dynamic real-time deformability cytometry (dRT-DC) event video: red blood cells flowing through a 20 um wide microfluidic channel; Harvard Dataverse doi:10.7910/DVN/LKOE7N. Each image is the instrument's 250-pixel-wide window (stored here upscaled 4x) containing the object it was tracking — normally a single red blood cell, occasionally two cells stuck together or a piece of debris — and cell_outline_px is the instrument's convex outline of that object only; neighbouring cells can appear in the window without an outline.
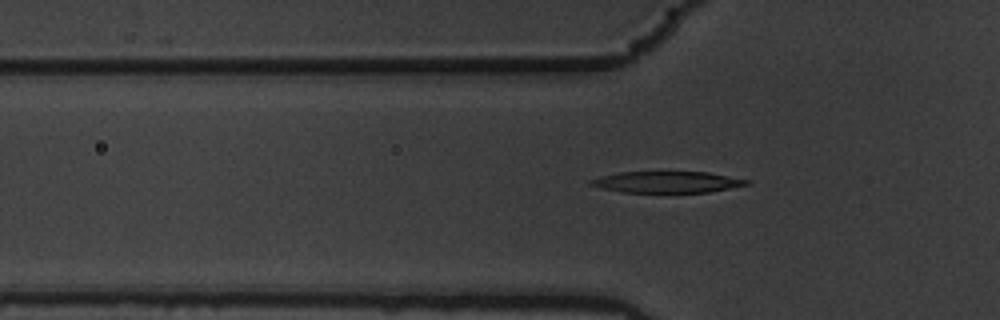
{"species": "common noctule bat (a hibernating species)", "species_latin": "Nyctalus noctula", "temperature_condition": "warm", "stored_images_in_passage": 57, "camera_frame_rate_fps": 3000, "um_per_image_px": 0.085, "animal": {"sex": "male", "body_mass_g": 19.5, "forearm_length_mm": 54.6}, "frame": {"image": 1, "passage_image": 19, "time_ms": 6.0, "image_size_px": [1000, 320], "cell_outline_px": [[752, 184], [708, 192], [624, 192], [604, 188], [588, 184], [588, 180], [600, 176], [620, 172], [660, 168], [708, 172], [752, 180]], "centroid_in_image_um": [56.73, 15.41], "position_along_channel_um": 69.1, "area_um2": 20.63}}
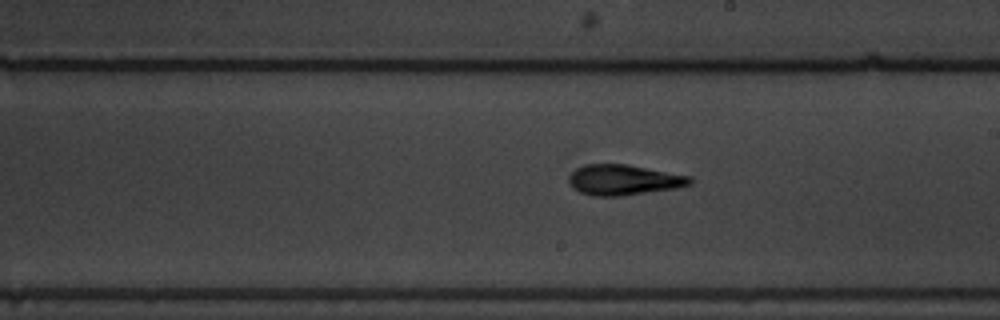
{"frame": {"image": 2, "passage_image": 33, "time_ms": 10.667, "image_size_px": [1000, 320], "cell_outline_px": [[692, 184], [676, 188], [620, 196], [592, 196], [580, 192], [572, 188], [568, 184], [568, 176], [576, 168], [584, 164], [628, 164], [692, 176]], "centroid_in_image_um": [52.99, 15.28], "position_along_channel_um": 236.0, "area_um2": 21.73}}
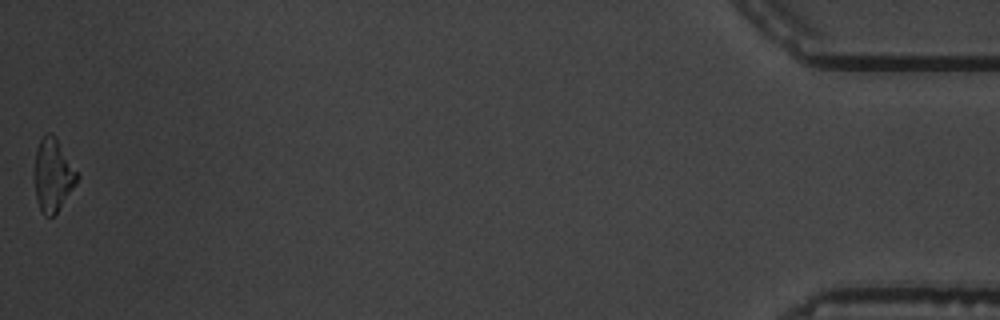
{"frame": {"image": 3, "passage_image": 57, "time_ms": 18.667, "image_size_px": [1000, 320], "cell_outline_px": [[80, 176], [76, 184], [56, 212], [52, 216], [44, 216], [40, 212], [36, 200], [32, 172], [36, 148], [44, 132], [52, 132], [56, 136]], "centroid_in_image_um": [4.45, 14.84], "position_along_channel_um": 430.7, "area_um2": 18.73}, "authors_computed_cell_mechanics": {"area_um2": 20.1722, "velocity_mm_per_s": 3.5857, "shape_relaxation_time_tau1_ms": 3.6789, "shape_relaxation_time_tau2_ms": 3.9456, "deformation_change_tau1": 0.2196, "deformation_change_tau2": 0.1587}}